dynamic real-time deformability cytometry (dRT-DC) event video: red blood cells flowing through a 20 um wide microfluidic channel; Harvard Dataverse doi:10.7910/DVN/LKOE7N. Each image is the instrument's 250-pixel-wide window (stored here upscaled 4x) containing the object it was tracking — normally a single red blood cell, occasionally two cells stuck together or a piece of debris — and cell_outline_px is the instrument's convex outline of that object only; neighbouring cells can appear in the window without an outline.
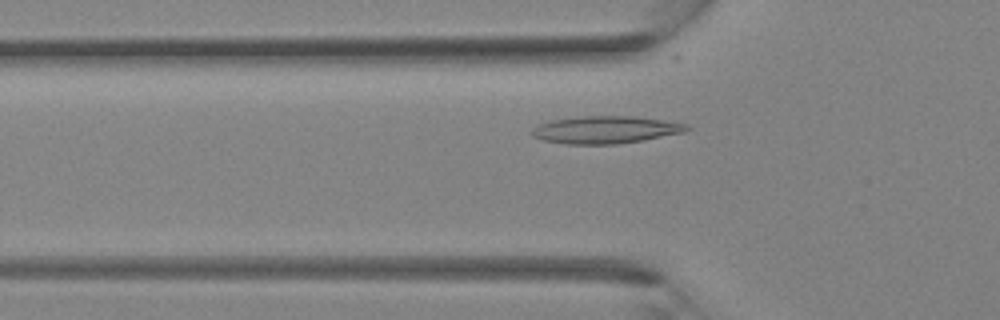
{"species": "Egyptian fruit bat (a non-hibernating species)", "species_latin": "Rousettus aegyptiacus", "temperature_condition": "room temperature", "stored_images_in_passage": 28, "camera_frame_rate_fps": 3000, "um_per_image_px": 0.085, "animal": {"sex": "female"}, "frame": {"image": 1, "passage_image": 4, "time_ms": 1.0, "image_size_px": [1000, 320], "cell_outline_px": [[692, 128], [684, 132], [644, 140], [616, 144], [564, 144], [544, 140], [532, 136], [532, 128], [536, 124], [552, 120], [580, 116], [632, 116], [688, 124]], "centroid_in_image_um": [51.45, 11.03], "position_along_channel_um": 74.4, "area_um2": 24.74}}
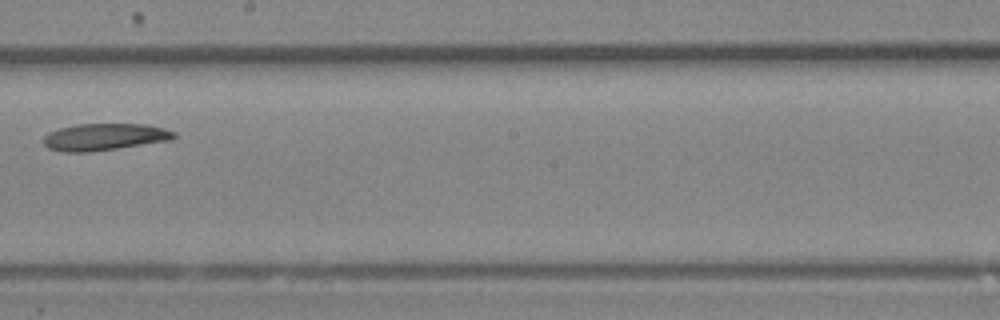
{"frame": {"image": 2, "passage_image": 13, "time_ms": 4.0, "image_size_px": [1000, 320], "cell_outline_px": [[176, 136], [172, 140], [88, 152], [64, 152], [48, 148], [44, 144], [44, 136], [48, 132], [60, 128], [76, 124], [144, 124], [164, 128], [176, 132]], "centroid_in_image_um": [8.88, 11.63], "position_along_channel_um": 239.3, "area_um2": 20.4}}
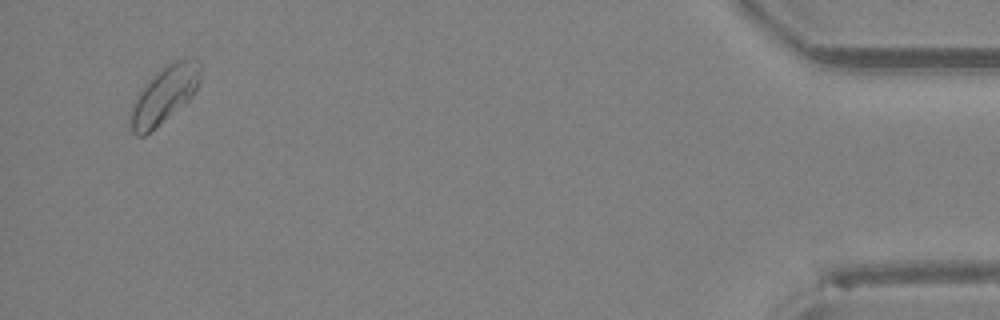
{"frame": {"image": 3, "passage_image": 27, "time_ms": 8.667, "image_size_px": [1000, 320], "cell_outline_px": [[200, 80], [196, 92], [188, 100], [160, 124], [144, 136], [136, 136], [132, 132], [128, 116], [136, 92], [156, 72], [172, 60], [184, 56], [196, 56], [200, 64]], "centroid_in_image_um": [13.95, 8.0], "position_along_channel_um": 421.2, "area_um2": 23.93}}